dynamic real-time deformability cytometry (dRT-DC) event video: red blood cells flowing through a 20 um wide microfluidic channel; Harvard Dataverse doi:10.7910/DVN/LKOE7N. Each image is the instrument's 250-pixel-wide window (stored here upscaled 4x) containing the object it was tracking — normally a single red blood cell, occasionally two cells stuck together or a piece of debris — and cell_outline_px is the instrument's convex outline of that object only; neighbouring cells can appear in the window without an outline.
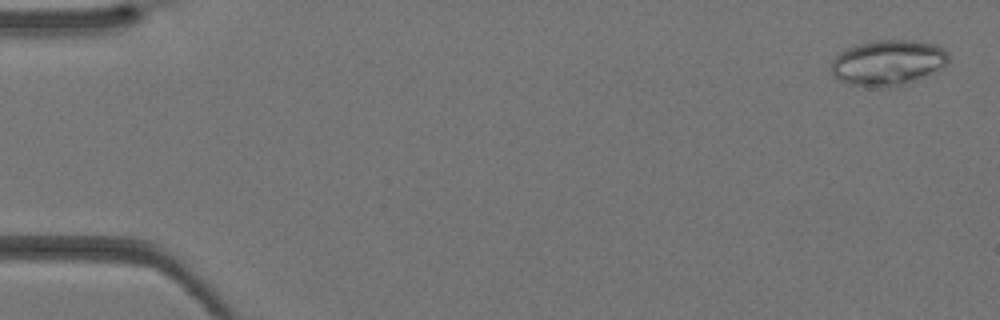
{"species": "Egyptian fruit bat (a non-hibernating species)", "species_latin": "Rousettus aegyptiacus", "temperature_condition": "warm", "stored_images_in_passage": 40, "camera_frame_rate_fps": 3000, "um_per_image_px": 0.085, "animal": {"sex": "female"}, "frame": {"image": 1, "passage_image": 1, "time_ms": 0.0, "image_size_px": [1000, 320], "cell_outline_px": [[948, 60], [944, 64], [924, 76], [916, 80], [892, 88], [880, 88], [848, 84], [832, 76], [832, 60], [840, 52], [856, 44], [872, 40], [912, 40], [936, 44], [944, 48], [948, 52]], "centroid_in_image_um": [75.44, 5.32], "position_along_channel_um": 9.6, "area_um2": 31.15}}
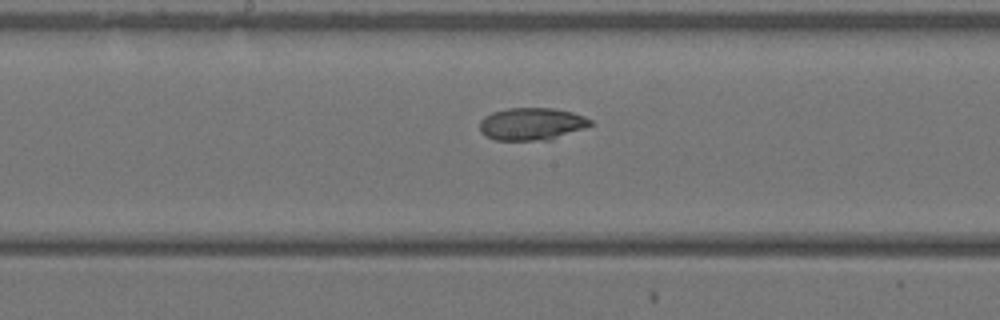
{"frame": {"image": 2, "passage_image": 21, "time_ms": 6.667, "image_size_px": [1000, 320], "cell_outline_px": [[592, 124], [584, 128], [552, 140], [496, 140], [484, 136], [480, 132], [480, 120], [484, 116], [492, 112], [508, 108], [552, 108], [572, 112], [584, 116], [592, 120]], "centroid_in_image_um": [45.17, 10.54], "position_along_channel_um": 203.0, "area_um2": 21.1}}
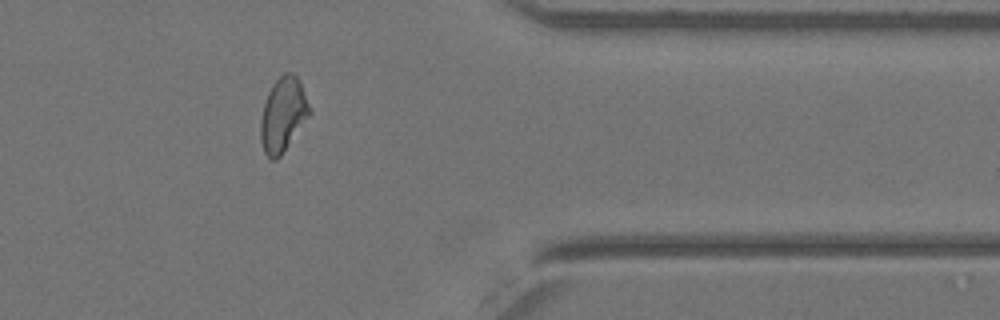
{"frame": {"image": 3, "passage_image": 33, "time_ms": 10.667, "image_size_px": [1000, 320], "cell_outline_px": [[312, 112], [280, 156], [276, 160], [272, 160], [264, 152], [260, 140], [260, 120], [264, 104], [268, 92], [272, 84], [284, 72], [292, 72], [300, 80]], "centroid_in_image_um": [24.05, 9.72], "position_along_channel_um": 387.3, "area_um2": 21.15}}